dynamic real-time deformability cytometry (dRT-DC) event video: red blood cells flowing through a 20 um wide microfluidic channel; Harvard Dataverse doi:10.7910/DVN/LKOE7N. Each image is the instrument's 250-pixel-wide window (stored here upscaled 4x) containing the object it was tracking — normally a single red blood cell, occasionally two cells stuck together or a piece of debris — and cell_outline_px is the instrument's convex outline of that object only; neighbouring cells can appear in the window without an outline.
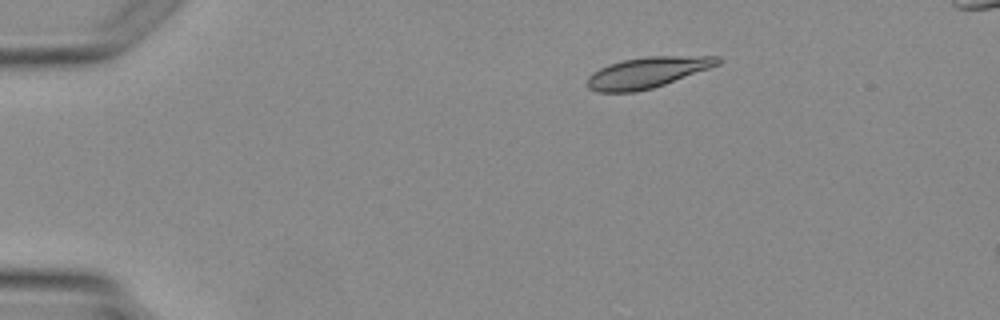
{"species": "Egyptian fruit bat (a non-hibernating species)", "species_latin": "Rousettus aegyptiacus", "temperature_condition": "warm", "stored_images_in_passage": 4, "segment_of_instrument_passage": [1, 2], "camera_frame_rate_fps": 3000, "um_per_image_px": 0.085, "animal": {"sex": "female"}, "frame": {"image": 1, "passage_image": 2, "time_ms": 2.0, "image_size_px": [1000, 320], "cell_outline_px": [[720, 64], [664, 84], [652, 88], [636, 92], [596, 92], [588, 88], [588, 76], [592, 72], [608, 64], [624, 60], [644, 56], [720, 56]], "centroid_in_image_um": [54.99, 6.16], "position_along_channel_um": 30.0, "area_um2": 23.29}}